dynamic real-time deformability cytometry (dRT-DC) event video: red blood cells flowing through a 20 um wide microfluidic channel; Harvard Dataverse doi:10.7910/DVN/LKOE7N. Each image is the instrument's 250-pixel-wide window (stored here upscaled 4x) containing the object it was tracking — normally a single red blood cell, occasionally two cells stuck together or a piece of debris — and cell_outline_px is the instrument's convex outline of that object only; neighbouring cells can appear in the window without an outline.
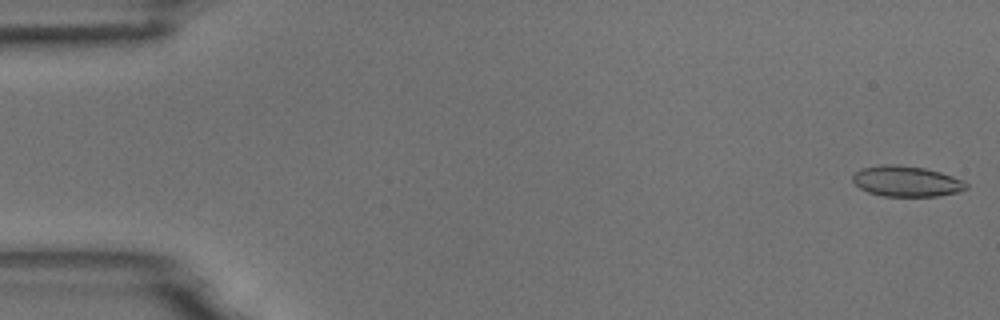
{"species": "common noctule bat (a hibernating species)", "species_latin": "Nyctalus noctula", "temperature_condition": "room temperature", "stored_images_in_passage": 16, "camera_frame_rate_fps": 3000, "um_per_image_px": 0.085, "animal": {"sex": "male", "body_mass_g": 18.8}, "frame": {"image": 1, "passage_image": 1, "time_ms": 0.0, "image_size_px": [1000, 320], "cell_outline_px": [[968, 188], [956, 192], [936, 196], [884, 196], [868, 192], [860, 188], [852, 180], [852, 176], [860, 168], [884, 164], [896, 164], [924, 168], [940, 172], [952, 176], [968, 184]], "centroid_in_image_um": [77.01, 15.4], "position_along_channel_um": 8.0, "area_um2": 20.11}}